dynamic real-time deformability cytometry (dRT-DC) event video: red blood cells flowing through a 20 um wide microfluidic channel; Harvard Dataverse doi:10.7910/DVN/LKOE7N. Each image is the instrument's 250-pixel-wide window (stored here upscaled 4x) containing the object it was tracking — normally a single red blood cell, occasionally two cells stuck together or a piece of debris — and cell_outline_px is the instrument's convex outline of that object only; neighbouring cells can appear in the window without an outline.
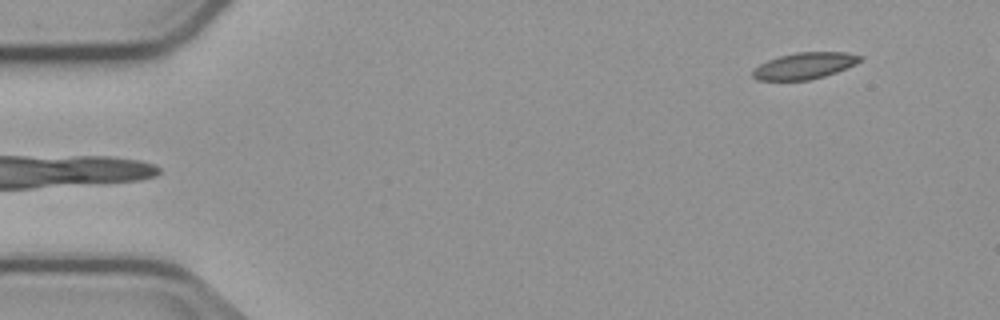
{"species": "common noctule bat (a hibernating species)", "species_latin": "Nyctalus noctula", "temperature_condition": "cold", "stored_images_in_passage": 6, "camera_frame_rate_fps": 3000, "um_per_image_px": 0.085, "animal": {"sex": "male", "body_mass_g": 23.1, "forearm_length_mm": 52.7}, "frame": {"image": 1, "passage_image": 6, "time_ms": 6.0, "image_size_px": [1000, 320], "cell_outline_px": [[864, 56], [856, 64], [836, 72], [824, 76], [808, 80], [756, 80], [752, 76], [752, 68], [768, 60], [780, 56], [796, 52], [848, 52]], "centroid_in_image_um": [68.37, 5.58], "position_along_channel_um": 16.6, "area_um2": 16.59}}